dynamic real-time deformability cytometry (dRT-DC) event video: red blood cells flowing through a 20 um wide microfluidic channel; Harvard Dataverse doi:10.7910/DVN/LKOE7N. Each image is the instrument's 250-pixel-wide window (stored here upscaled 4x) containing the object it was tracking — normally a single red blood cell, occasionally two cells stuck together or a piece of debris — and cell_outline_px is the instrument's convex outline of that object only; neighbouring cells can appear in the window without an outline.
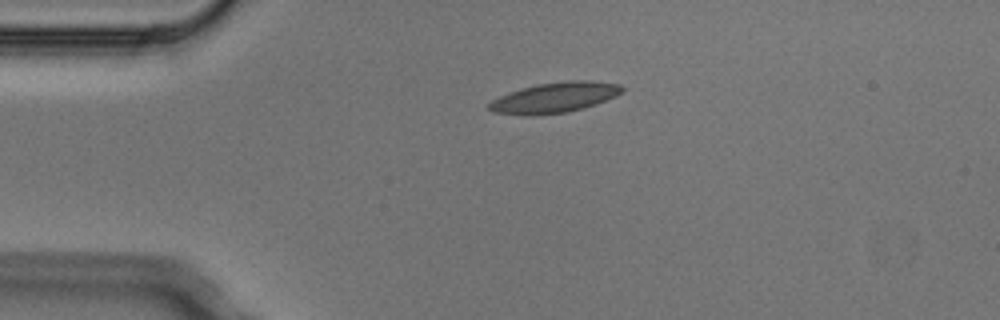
{"species": "Egyptian fruit bat (a non-hibernating species)", "species_latin": "Rousettus aegyptiacus", "temperature_condition": "cold", "stored_images_in_passage": 2, "camera_frame_rate_fps": 3000, "um_per_image_px": 0.085, "animal": {"sex": "male"}, "frame": {"image": 1, "passage_image": 1, "time_ms": 0.0, "image_size_px": [1000, 320], "cell_outline_px": [[624, 92], [616, 96], [568, 112], [532, 116], [524, 116], [492, 112], [488, 108], [488, 104], [492, 100], [500, 96], [536, 84], [568, 80], [592, 80], [620, 84], [624, 88]], "centroid_in_image_um": [47.14, 8.29], "position_along_channel_um": 37.9, "area_um2": 23.47}}